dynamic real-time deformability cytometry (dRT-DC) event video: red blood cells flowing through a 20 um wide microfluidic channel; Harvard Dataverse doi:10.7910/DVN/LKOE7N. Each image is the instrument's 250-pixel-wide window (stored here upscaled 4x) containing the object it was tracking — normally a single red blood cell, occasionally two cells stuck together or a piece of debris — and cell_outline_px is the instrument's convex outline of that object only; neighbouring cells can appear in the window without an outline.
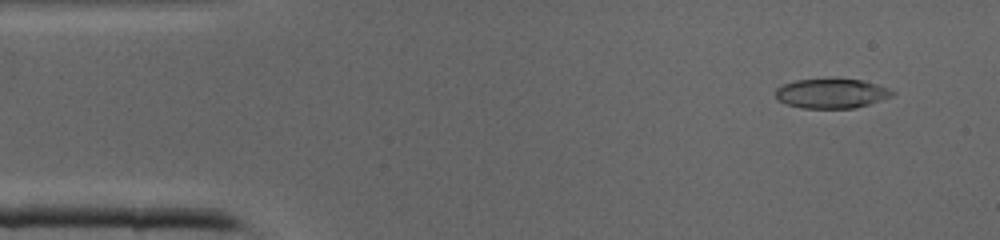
{"species": "common noctule bat (a hibernating species)", "species_latin": "Nyctalus noctula", "temperature_condition": "cold", "stored_images_in_passage": 40, "camera_frame_rate_fps": 3000, "um_per_image_px": 0.085, "animal": {"sex": "male", "body_mass_g": 19.0, "forearm_length_mm": 50.8}, "frame": {"image": 1, "passage_image": 3, "time_ms": 0.667, "image_size_px": [1000, 240], "cell_outline_px": [[896, 92], [892, 96], [856, 108], [800, 108], [776, 100], [776, 88], [784, 84], [796, 80], [832, 76], [860, 80], [876, 84], [888, 88]], "centroid_in_image_um": [70.65, 7.9], "position_along_channel_um": 14.3, "area_um2": 20.69}}
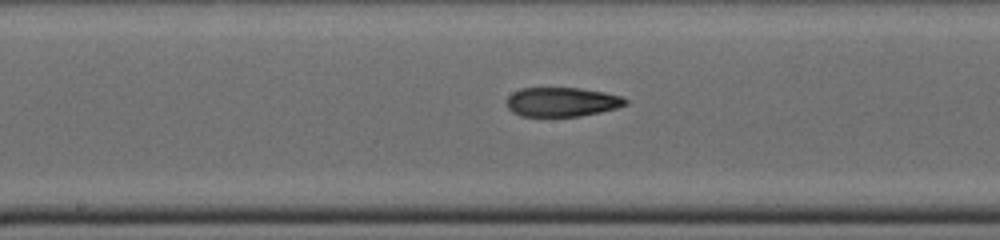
{"frame": {"image": 2, "passage_image": 20, "time_ms": 6.333, "image_size_px": [1000, 240], "cell_outline_px": [[628, 104], [616, 108], [600, 112], [580, 116], [520, 116], [512, 112], [508, 108], [508, 96], [512, 92], [520, 88], [580, 88], [604, 92], [620, 96], [628, 100]], "centroid_in_image_um": [47.76, 8.66], "position_along_channel_um": 200.4, "area_um2": 20.23}}
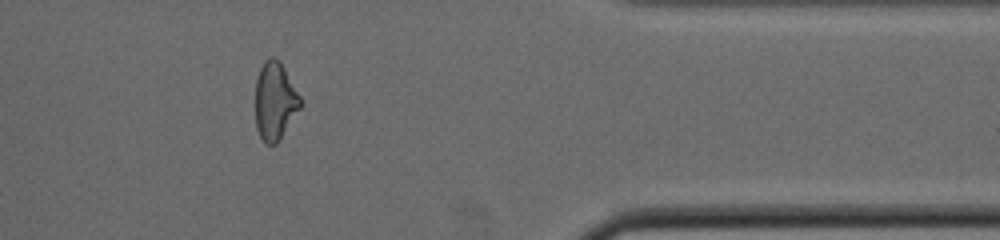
{"frame": {"image": 3, "passage_image": 33, "time_ms": 10.667, "image_size_px": [1000, 240], "cell_outline_px": [[300, 108], [276, 144], [264, 144], [256, 128], [256, 80], [260, 68], [272, 56], [280, 60], [300, 96]], "centroid_in_image_um": [23.36, 8.6], "position_along_channel_um": 388.0, "area_um2": 20.06}}